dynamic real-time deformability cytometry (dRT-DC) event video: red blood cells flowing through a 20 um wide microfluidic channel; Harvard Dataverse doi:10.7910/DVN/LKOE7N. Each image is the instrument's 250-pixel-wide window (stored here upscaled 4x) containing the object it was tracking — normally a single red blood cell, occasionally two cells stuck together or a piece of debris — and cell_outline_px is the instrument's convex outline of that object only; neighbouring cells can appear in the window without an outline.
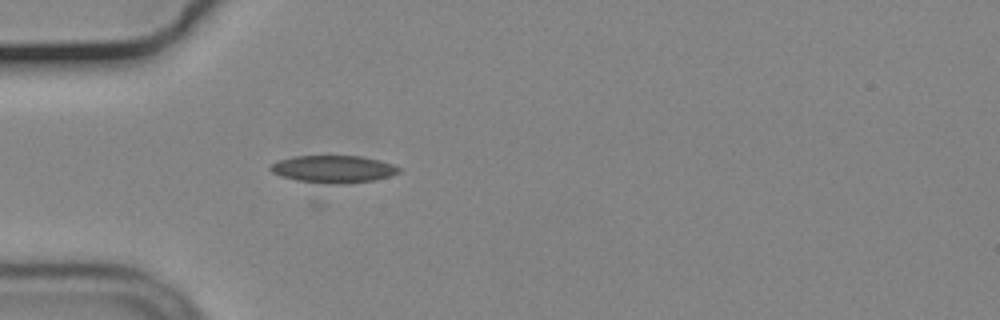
{"species": "common noctule bat (a hibernating species)", "species_latin": "Nyctalus noctula", "temperature_condition": "cold", "stored_images_in_passage": 40, "camera_frame_rate_fps": 3000, "um_per_image_px": 0.085, "animal": {"sex": "male", "body_mass_g": 19.2, "forearm_length_mm": 51.8}, "frame": {"image": 1, "passage_image": 21, "time_ms": 6.667, "image_size_px": [1000, 320], "cell_outline_px": [[400, 172], [392, 176], [372, 180], [344, 184], [296, 180], [280, 176], [272, 172], [268, 168], [272, 164], [280, 160], [292, 156], [360, 156], [380, 160], [392, 164], [400, 168]], "centroid_in_image_um": [28.35, 14.36], "position_along_channel_um": 56.7, "area_um2": 20.29}}
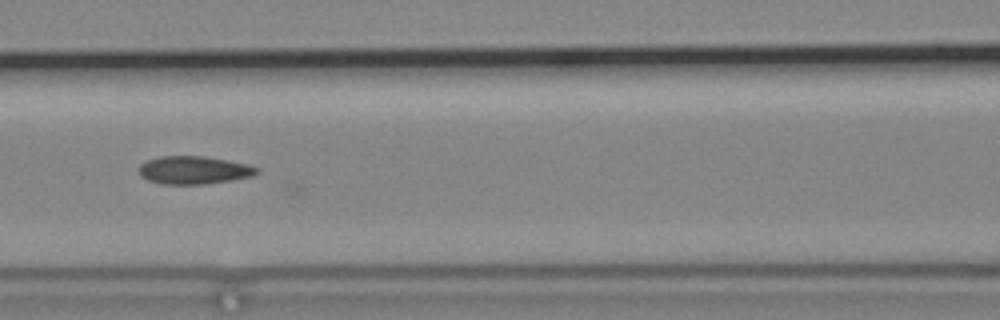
{"frame": {"image": 2, "passage_image": 29, "time_ms": 9.333, "image_size_px": [1000, 320], "cell_outline_px": [[260, 172], [252, 176], [232, 180], [204, 184], [160, 184], [148, 180], [140, 176], [140, 164], [148, 160], [160, 156], [204, 156], [228, 160], [248, 164], [260, 168]], "centroid_in_image_um": [16.51, 14.46], "position_along_channel_um": 150.1, "area_um2": 19.31}}
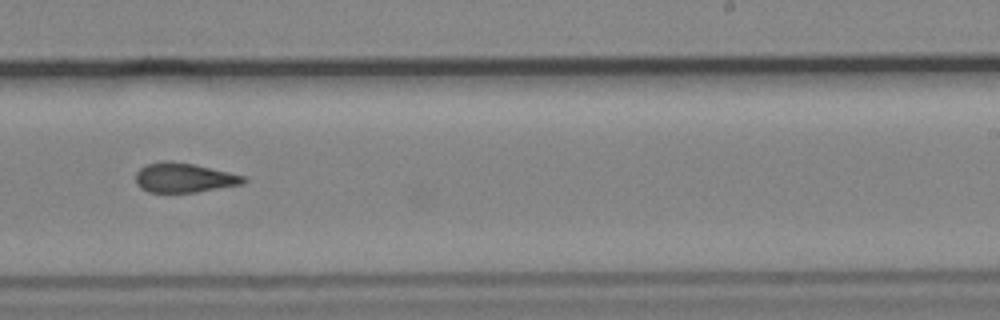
{"frame": {"image": 3, "passage_image": 39, "time_ms": 12.667, "image_size_px": [1000, 320], "cell_outline_px": [[248, 180], [244, 184], [196, 192], [148, 192], [140, 188], [136, 184], [136, 172], [140, 168], [148, 164], [164, 160], [168, 160], [192, 164], [228, 172], [244, 176]], "centroid_in_image_um": [15.63, 15.11], "position_along_channel_um": 273.4, "area_um2": 18.5}}